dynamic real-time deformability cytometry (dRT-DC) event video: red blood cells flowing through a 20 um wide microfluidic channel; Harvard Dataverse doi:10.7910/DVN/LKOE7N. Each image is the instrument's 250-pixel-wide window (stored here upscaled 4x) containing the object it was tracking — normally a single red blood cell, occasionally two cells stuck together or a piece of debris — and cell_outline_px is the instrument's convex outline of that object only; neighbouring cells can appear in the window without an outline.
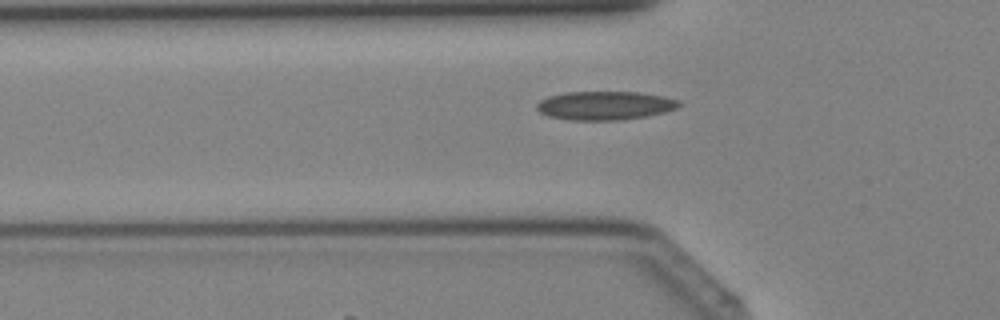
{"species": "Egyptian fruit bat (a non-hibernating species)", "species_latin": "Rousettus aegyptiacus", "temperature_condition": "cold", "stored_images_in_passage": 31, "camera_frame_rate_fps": 3000, "um_per_image_px": 0.085, "animal": {"sex": "female"}, "frame": {"image": 1, "passage_image": 7, "time_ms": 2.0, "image_size_px": [1000, 320], "cell_outline_px": [[680, 104], [676, 108], [664, 112], [648, 116], [620, 120], [568, 120], [548, 116], [540, 112], [536, 108], [536, 104], [540, 100], [548, 96], [564, 92], [636, 92], [664, 96], [680, 100]], "centroid_in_image_um": [51.4, 8.97], "position_along_channel_um": 74.4, "area_um2": 23.87}}
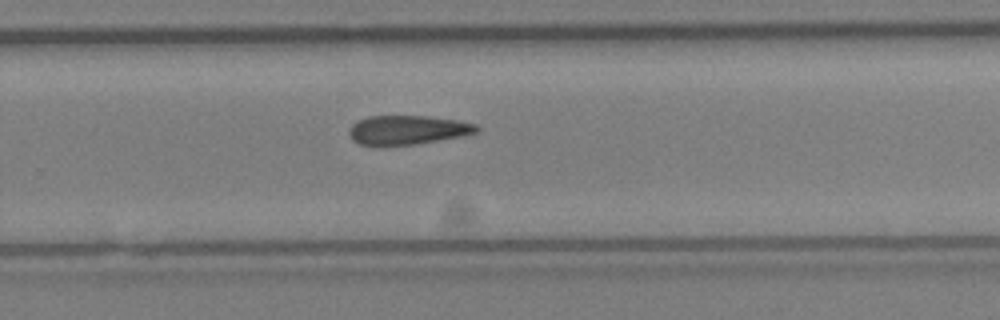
{"frame": {"image": 2, "passage_image": 20, "time_ms": 6.333, "image_size_px": [1000, 320], "cell_outline_px": [[480, 128], [476, 132], [460, 136], [416, 144], [380, 148], [376, 148], [360, 144], [352, 140], [348, 132], [352, 124], [368, 116], [428, 116], [456, 120], [476, 124]], "centroid_in_image_um": [34.56, 11.08], "position_along_channel_um": 295.2, "area_um2": 22.02}}
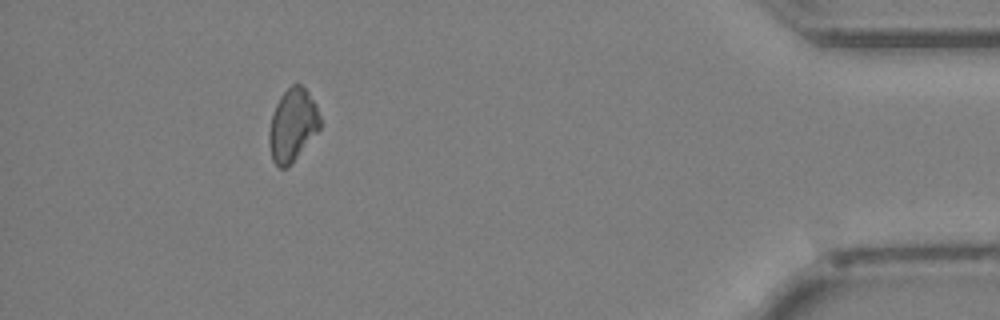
{"frame": {"image": 3, "passage_image": 30, "time_ms": 9.667, "image_size_px": [1000, 320], "cell_outline_px": [[320, 128], [292, 164], [288, 168], [280, 168], [272, 160], [268, 140], [268, 132], [272, 116], [276, 104], [280, 96], [292, 84], [300, 84], [308, 92], [316, 104], [320, 116]], "centroid_in_image_um": [24.86, 10.65], "position_along_channel_um": 410.3, "area_um2": 21.62}}